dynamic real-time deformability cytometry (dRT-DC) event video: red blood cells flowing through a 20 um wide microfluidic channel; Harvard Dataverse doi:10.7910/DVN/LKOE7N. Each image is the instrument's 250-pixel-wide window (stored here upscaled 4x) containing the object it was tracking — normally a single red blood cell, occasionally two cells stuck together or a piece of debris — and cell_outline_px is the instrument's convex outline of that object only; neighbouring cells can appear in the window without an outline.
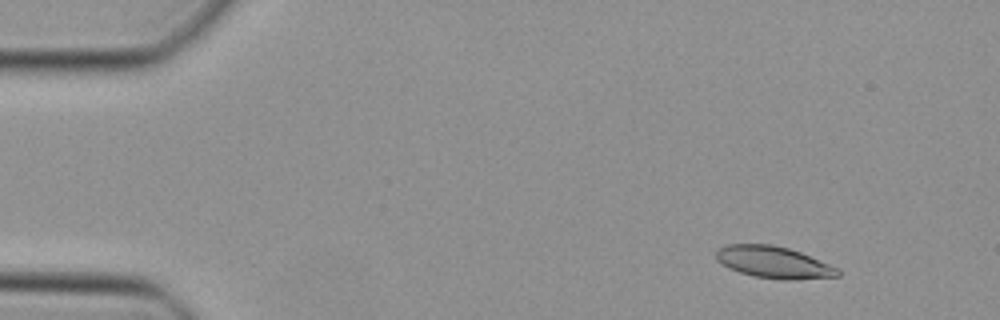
{"species": "Egyptian fruit bat (a non-hibernating species)", "species_latin": "Rousettus aegyptiacus", "temperature_condition": "cold", "stored_images_in_passage": 48, "camera_frame_rate_fps": 3000, "um_per_image_px": 0.085, "animal": {"sex": "female"}, "frame": {"image": 1, "passage_image": 6, "time_ms": 1.667, "image_size_px": [1000, 320], "cell_outline_px": [[840, 276], [792, 280], [784, 280], [756, 276], [740, 272], [728, 268], [716, 260], [716, 248], [728, 244], [772, 244], [788, 248], [800, 252], [840, 268]], "centroid_in_image_um": [65.76, 22.29], "position_along_channel_um": 19.2, "area_um2": 22.66}}
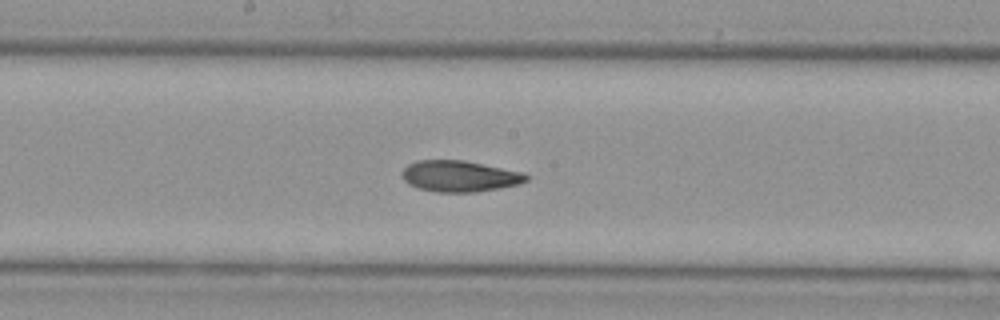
{"frame": {"image": 2, "passage_image": 26, "time_ms": 8.333, "image_size_px": [1000, 320], "cell_outline_px": [[528, 180], [520, 184], [500, 188], [476, 192], [436, 192], [420, 188], [408, 184], [404, 180], [404, 168], [408, 164], [416, 160], [464, 160], [524, 172], [528, 176]], "centroid_in_image_um": [39.1, 14.97], "position_along_channel_um": 209.1, "area_um2": 22.54}}
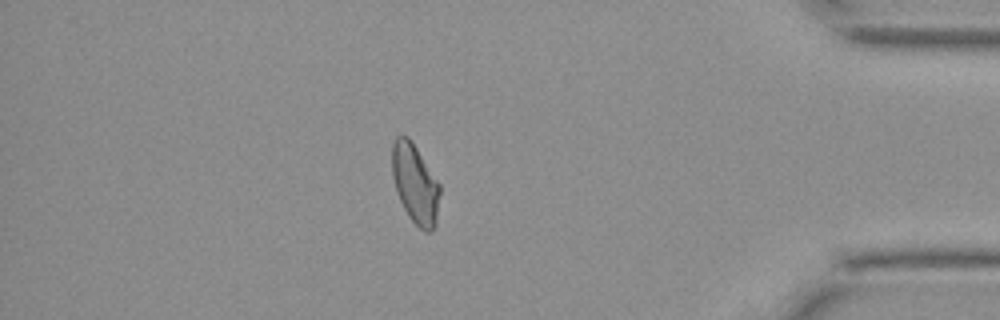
{"frame": {"image": 3, "passage_image": 42, "time_ms": 13.667, "image_size_px": [1000, 320], "cell_outline_px": [[440, 192], [436, 224], [432, 232], [424, 232], [408, 216], [396, 192], [392, 176], [392, 144], [396, 136], [408, 136], [412, 140], [440, 184]], "centroid_in_image_um": [35.29, 15.62], "position_along_channel_um": 399.9, "area_um2": 22.31}}